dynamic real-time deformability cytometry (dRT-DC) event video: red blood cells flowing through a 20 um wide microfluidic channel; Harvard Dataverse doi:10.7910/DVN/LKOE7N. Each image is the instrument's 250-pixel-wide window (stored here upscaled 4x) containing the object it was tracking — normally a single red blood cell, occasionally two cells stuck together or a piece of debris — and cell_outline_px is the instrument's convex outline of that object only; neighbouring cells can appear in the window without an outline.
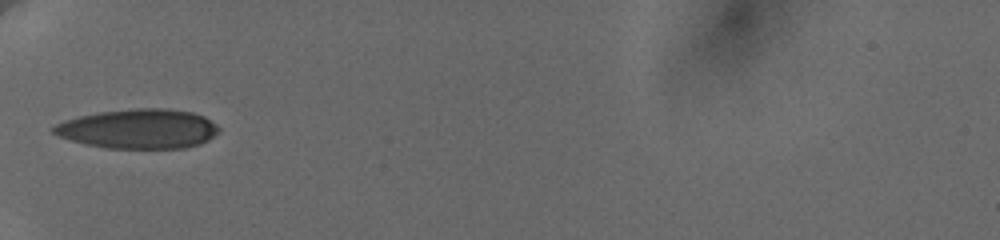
{"species": "human", "species_latin": "Homo sapiens", "temperature_condition": "cold", "stored_images_in_passage": 20, "camera_frame_rate_fps": 3000, "um_per_image_px": 0.085, "donor": {"sex": "female"}, "frame": {"image": 1, "passage_image": 1, "time_ms": 0.0, "image_size_px": [1000, 240], "cell_outline_px": [[220, 132], [208, 140], [200, 144], [184, 148], [108, 148], [84, 144], [60, 136], [52, 132], [52, 128], [56, 124], [64, 120], [80, 116], [100, 112], [132, 108], [168, 108], [192, 112], [204, 116], [216, 124], [220, 128]], "centroid_in_image_um": [11.82, 10.94], "position_along_channel_um": 73.2, "area_um2": 38.15}}
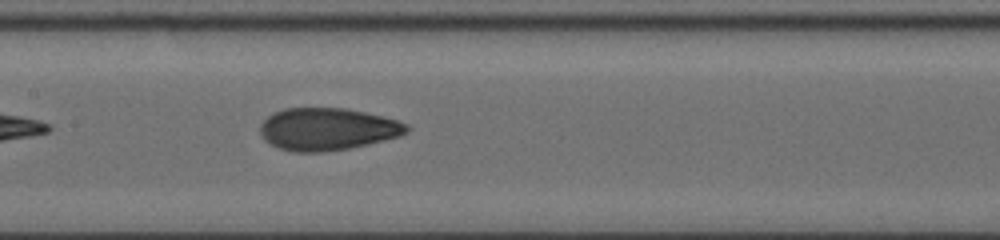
{"frame": {"image": 2, "passage_image": 10, "time_ms": 3.0, "image_size_px": [1000, 240], "cell_outline_px": [[412, 128], [408, 132], [400, 136], [368, 144], [348, 148], [324, 152], [292, 152], [280, 148], [264, 140], [260, 132], [260, 124], [272, 112], [284, 108], [344, 108], [384, 116], [408, 124]], "centroid_in_image_um": [27.84, 10.97], "position_along_channel_um": 179.6, "area_um2": 36.3}}
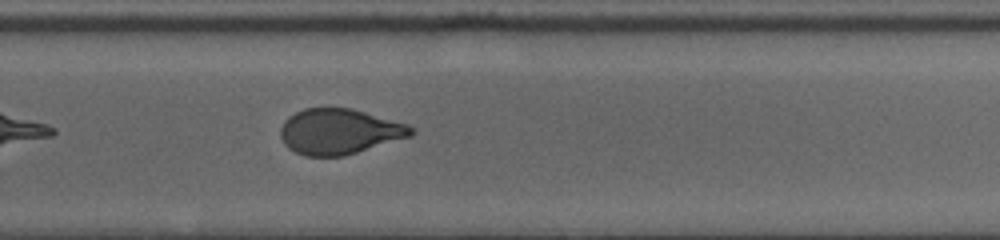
{"frame": {"image": 3, "passage_image": 20, "time_ms": 6.333, "image_size_px": [1000, 240], "cell_outline_px": [[416, 132], [412, 136], [344, 156], [304, 156], [288, 148], [284, 144], [280, 136], [280, 128], [284, 120], [288, 116], [304, 108], [352, 108], [408, 124], [416, 128]], "centroid_in_image_um": [28.85, 11.18], "position_along_channel_um": 300.9, "area_um2": 34.91}}